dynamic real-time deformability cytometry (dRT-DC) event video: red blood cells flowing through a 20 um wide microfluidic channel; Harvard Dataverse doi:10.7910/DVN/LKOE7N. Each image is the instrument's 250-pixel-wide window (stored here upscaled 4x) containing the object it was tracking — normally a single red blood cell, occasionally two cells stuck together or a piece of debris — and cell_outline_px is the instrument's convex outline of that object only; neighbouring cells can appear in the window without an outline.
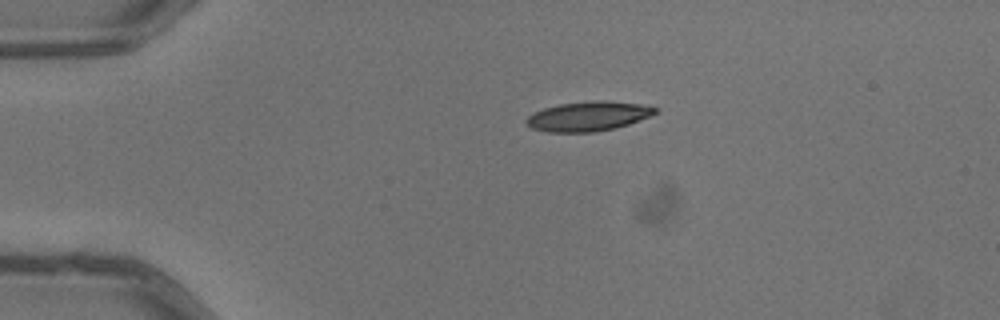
{"species": "common noctule bat (a hibernating species)", "species_latin": "Nyctalus noctula", "temperature_condition": "warm", "stored_images_in_passage": 3, "segment_of_instrument_passage": [1, 2], "camera_frame_rate_fps": 3000, "um_per_image_px": 0.085, "animal": {"sex": "male", "body_mass_g": 13.3}, "frame": {"image": 1, "passage_image": 1, "time_ms": 0.0, "image_size_px": [1000, 320], "cell_outline_px": [[660, 108], [656, 112], [648, 116], [628, 124], [616, 128], [592, 132], [548, 132], [532, 128], [524, 124], [524, 120], [532, 112], [544, 108], [560, 104], [592, 100], [604, 100], [640, 104]], "centroid_in_image_um": [49.95, 9.88], "position_along_channel_um": 35.1, "area_um2": 22.25}}